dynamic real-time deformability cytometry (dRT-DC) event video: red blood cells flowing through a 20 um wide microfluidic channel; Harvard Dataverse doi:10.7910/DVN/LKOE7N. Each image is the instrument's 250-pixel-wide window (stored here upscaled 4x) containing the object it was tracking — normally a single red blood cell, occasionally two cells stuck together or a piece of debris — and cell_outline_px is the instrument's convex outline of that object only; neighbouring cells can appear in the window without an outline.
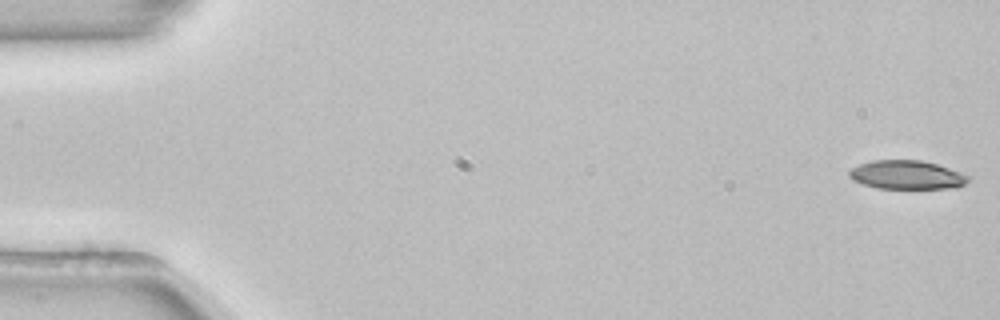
{"species": "common noctule bat (a hibernating species)", "species_latin": "Nyctalus noctula", "temperature_condition": "room temperature", "stored_images_in_passage": 53, "camera_frame_rate_fps": 3000, "um_per_image_px": 0.085, "animal": {"sex": "female", "body_mass_g": 22.7, "forearm_length_mm": 54.2}, "frame": {"image": 1, "passage_image": 1, "time_ms": 0.0, "image_size_px": [1000, 320], "cell_outline_px": [[968, 180], [964, 184], [956, 188], [876, 188], [852, 180], [848, 176], [848, 172], [852, 168], [860, 164], [872, 160], [920, 160], [936, 164], [960, 172], [968, 176]], "centroid_in_image_um": [77.04, 14.86], "position_along_channel_um": 8.0, "area_um2": 19.77}}
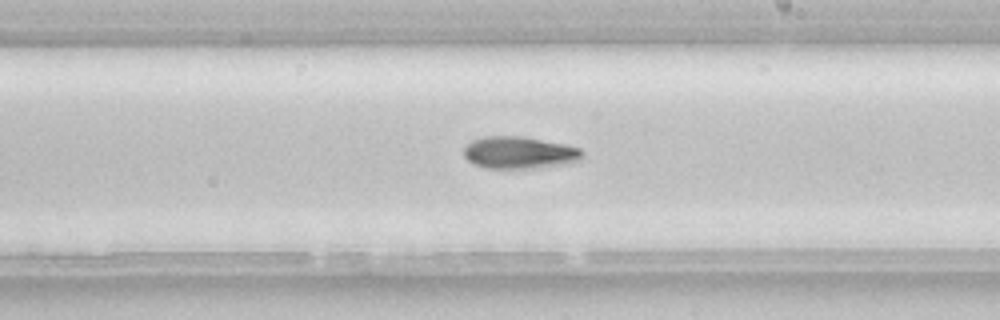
{"frame": {"image": 2, "passage_image": 31, "time_ms": 10.0, "image_size_px": [1000, 320], "cell_outline_px": [[584, 156], [580, 160], [564, 164], [540, 168], [484, 168], [472, 164], [464, 156], [464, 148], [472, 140], [484, 136], [520, 136], [564, 144], [580, 148], [584, 152]], "centroid_in_image_um": [44.14, 12.98], "position_along_channel_um": 244.9, "area_um2": 22.31}}
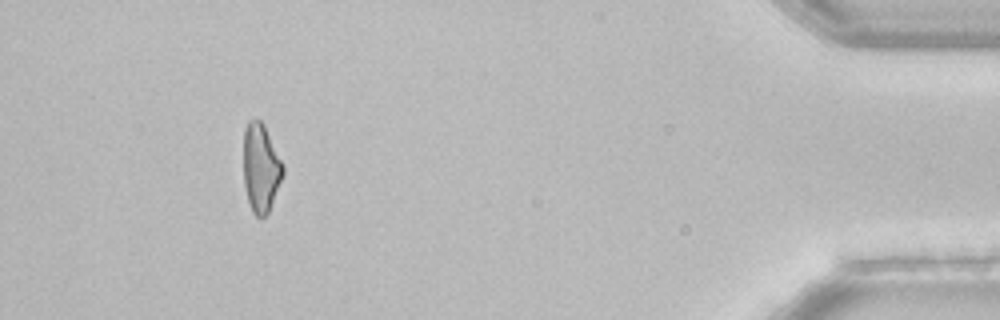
{"frame": {"image": 3, "passage_image": 49, "time_ms": 16.0, "image_size_px": [1000, 320], "cell_outline_px": [[284, 172], [268, 212], [264, 216], [256, 216], [252, 212], [248, 200], [244, 184], [244, 128], [248, 120], [260, 120], [264, 124], [284, 164]], "centroid_in_image_um": [22.17, 14.23], "position_along_channel_um": 413.0, "area_um2": 20.23}, "authors_computed_cell_mechanics": {"area_um2": 21.4438, "velocity_mm_per_s": 3.8849, "shape_relaxation_time_tau1_ms": 7.2239, "shape_relaxation_time_tau2_ms": null, "deformation_change_tau1": 0.1886, "deformation_change_tau2": null}}